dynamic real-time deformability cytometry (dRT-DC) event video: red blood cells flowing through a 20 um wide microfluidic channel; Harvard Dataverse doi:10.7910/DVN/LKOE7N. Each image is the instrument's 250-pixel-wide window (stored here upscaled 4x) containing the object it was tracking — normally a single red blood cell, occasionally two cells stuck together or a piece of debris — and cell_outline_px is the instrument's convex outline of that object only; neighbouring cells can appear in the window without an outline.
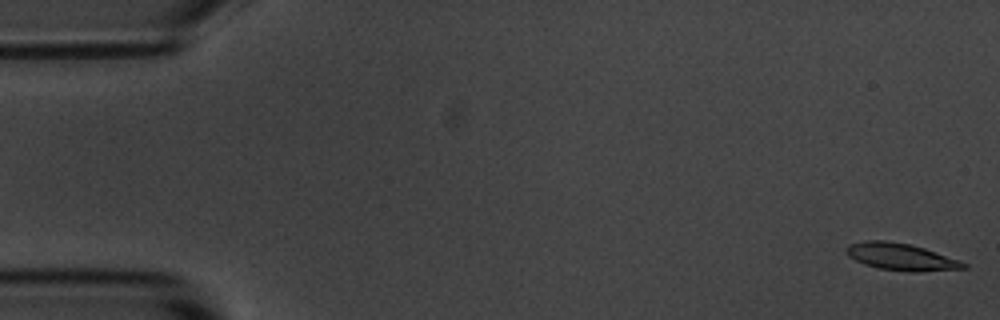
{"species": "common noctule bat (a hibernating species)", "species_latin": "Nyctalus noctula", "temperature_condition": "room temperature", "stored_images_in_passage": 56, "camera_frame_rate_fps": 3000, "um_per_image_px": 0.085, "animal": {"sex": "male", "body_mass_g": 20.1, "forearm_length_mm": 53.5}, "frame": {"image": 1, "passage_image": 1, "time_ms": 0.0, "image_size_px": [1000, 320], "cell_outline_px": [[968, 268], [920, 272], [916, 272], [880, 268], [864, 264], [848, 256], [844, 252], [844, 248], [848, 244], [868, 240], [884, 240], [912, 244], [960, 260], [968, 264]], "centroid_in_image_um": [76.58, 21.82], "position_along_channel_um": 8.4, "area_um2": 18.55}}
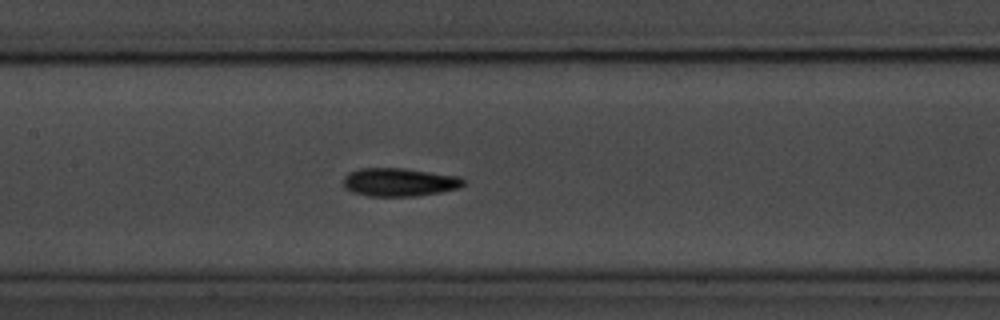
{"frame": {"image": 2, "passage_image": 26, "time_ms": 8.333, "image_size_px": [1000, 320], "cell_outline_px": [[464, 184], [460, 188], [440, 192], [416, 196], [368, 196], [352, 192], [344, 188], [344, 176], [348, 172], [360, 168], [404, 168], [460, 176], [464, 180]], "centroid_in_image_um": [33.93, 15.48], "position_along_channel_um": 173.5, "area_um2": 19.94}}
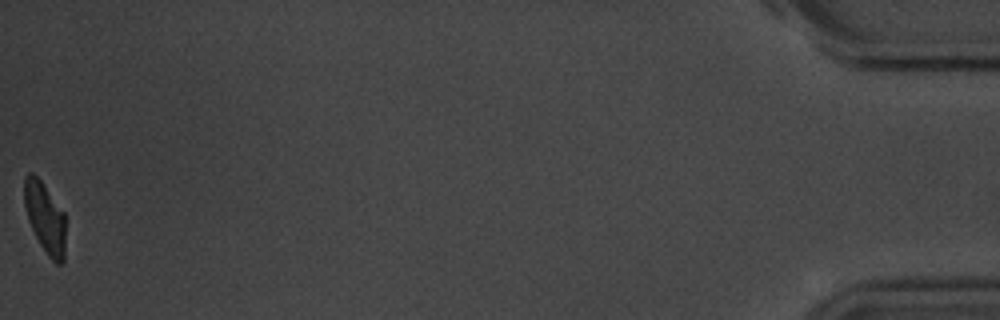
{"frame": {"image": 3, "passage_image": 56, "time_ms": 18.333, "image_size_px": [1000, 320], "cell_outline_px": [[64, 260], [60, 264], [56, 264], [48, 256], [40, 244], [28, 220], [24, 204], [24, 176], [28, 172], [32, 172], [40, 180], [64, 212]], "centroid_in_image_um": [3.81, 18.49], "position_along_channel_um": 431.4, "area_um2": 16.76}, "authors_computed_cell_mechanics": {"area_um2": 18.6983, "velocity_mm_per_s": 3.5694, "shape_relaxation_time_tau1_ms": 2.8153, "shape_relaxation_time_tau2_ms": 4.22, "deformation_change_tau1": 0.1381, "deformation_change_tau2": 0.1109}}